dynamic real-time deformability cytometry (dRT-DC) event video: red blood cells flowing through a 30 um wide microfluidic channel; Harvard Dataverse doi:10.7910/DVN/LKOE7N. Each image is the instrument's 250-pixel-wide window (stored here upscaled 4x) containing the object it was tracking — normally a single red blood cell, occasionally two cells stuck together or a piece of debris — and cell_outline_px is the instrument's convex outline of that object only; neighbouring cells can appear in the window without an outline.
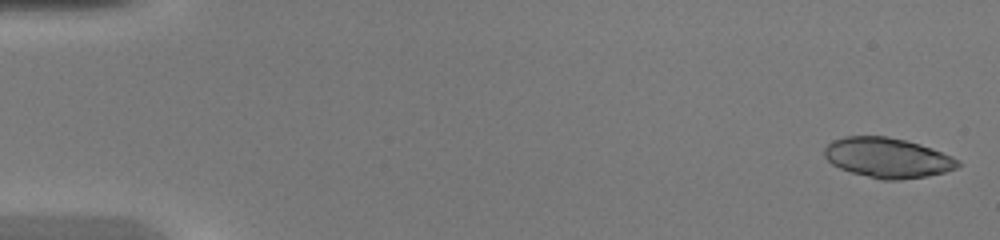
{"species": "common noctule bat (a hibernating species)", "species_latin": "Nyctalus noctula", "temperature_condition": "warm", "stored_images_in_passage": 18, "camera_frame_rate_fps": 3000, "um_per_image_px": 0.085, "animal": {"sex": "female", "body_mass_g": 20.0, "forearm_length_mm": 54.0}, "frame": {"image": 1, "passage_image": 1, "time_ms": 0.0, "image_size_px": [1000, 240], "cell_outline_px": [[960, 164], [956, 168], [944, 172], [928, 176], [900, 180], [880, 180], [852, 172], [840, 168], [832, 164], [824, 156], [824, 148], [832, 140], [844, 136], [888, 136], [920, 144], [932, 148], [952, 156], [960, 160]], "centroid_in_image_um": [75.44, 13.41], "position_along_channel_um": 9.6, "area_um2": 31.21}}